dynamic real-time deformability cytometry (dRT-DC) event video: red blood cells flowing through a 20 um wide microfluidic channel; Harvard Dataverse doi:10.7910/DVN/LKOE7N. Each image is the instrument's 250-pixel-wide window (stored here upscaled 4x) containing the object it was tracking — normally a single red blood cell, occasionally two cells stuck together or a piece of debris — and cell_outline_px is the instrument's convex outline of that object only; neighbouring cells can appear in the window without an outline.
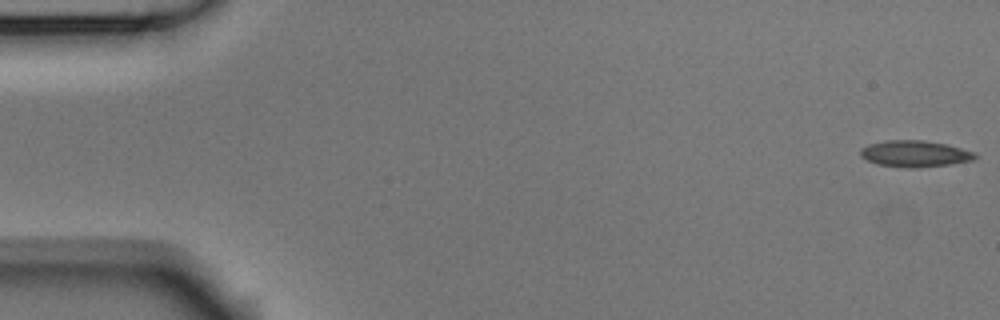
{"species": "Egyptian fruit bat (a non-hibernating species)", "species_latin": "Rousettus aegyptiacus", "temperature_condition": "room temperature", "stored_images_in_passage": 53, "camera_frame_rate_fps": 3000, "um_per_image_px": 0.085, "animal": {"sex": "male"}, "frame": {"image": 1, "passage_image": 1, "time_ms": 0.0, "image_size_px": [1000, 320], "cell_outline_px": [[976, 156], [972, 160], [948, 164], [908, 168], [880, 164], [868, 160], [860, 156], [860, 148], [868, 144], [888, 140], [920, 140], [948, 144], [976, 152]], "centroid_in_image_um": [77.75, 13.05], "position_along_channel_um": 7.2, "area_um2": 17.4}}
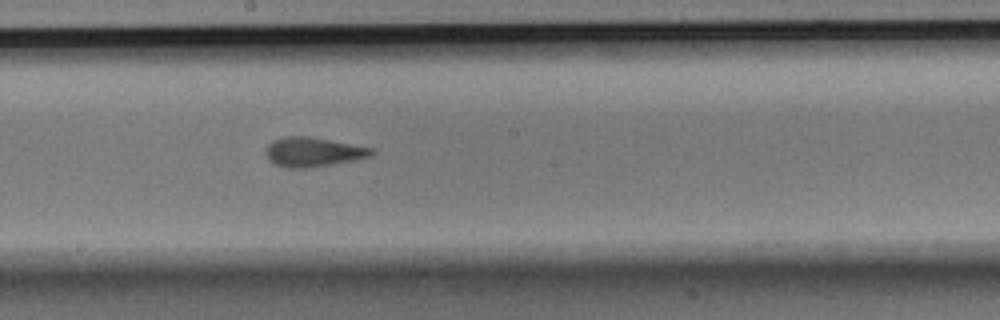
{"frame": {"image": 2, "passage_image": 29, "time_ms": 9.333, "image_size_px": [1000, 320], "cell_outline_px": [[376, 152], [372, 156], [332, 164], [308, 168], [288, 168], [276, 164], [268, 156], [268, 144], [272, 140], [288, 136], [308, 136], [376, 148]], "centroid_in_image_um": [26.7, 12.91], "position_along_channel_um": 221.5, "area_um2": 17.92}}
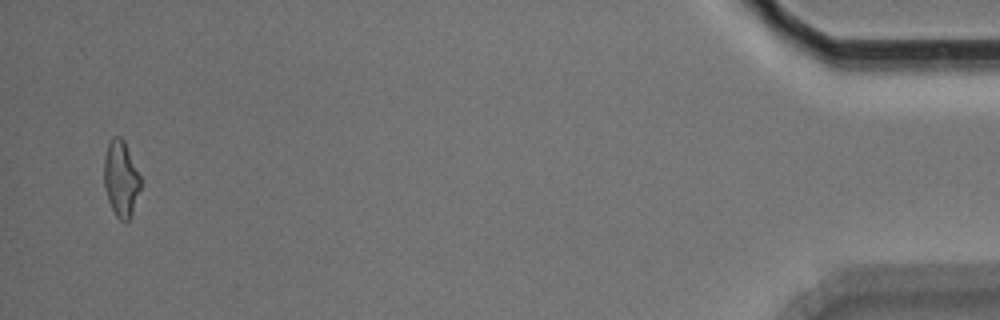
{"frame": {"image": 3, "passage_image": 52, "time_ms": 17.0, "image_size_px": [1000, 320], "cell_outline_px": [[140, 188], [132, 212], [128, 220], [120, 220], [116, 216], [108, 200], [104, 184], [104, 156], [108, 144], [112, 136], [120, 136], [124, 140], [140, 176]], "centroid_in_image_um": [10.26, 15.15], "position_along_channel_um": 424.9, "area_um2": 15.9}, "authors_computed_cell_mechanics": {"area_um2": 17.1666, "velocity_mm_per_s": 3.7676, "shape_relaxation_time_tau1_ms": 7.6007, "shape_relaxation_time_tau2_ms": 1.9298, "deformation_change_tau1": 0.1829, "deformation_change_tau2": 0.0838}}